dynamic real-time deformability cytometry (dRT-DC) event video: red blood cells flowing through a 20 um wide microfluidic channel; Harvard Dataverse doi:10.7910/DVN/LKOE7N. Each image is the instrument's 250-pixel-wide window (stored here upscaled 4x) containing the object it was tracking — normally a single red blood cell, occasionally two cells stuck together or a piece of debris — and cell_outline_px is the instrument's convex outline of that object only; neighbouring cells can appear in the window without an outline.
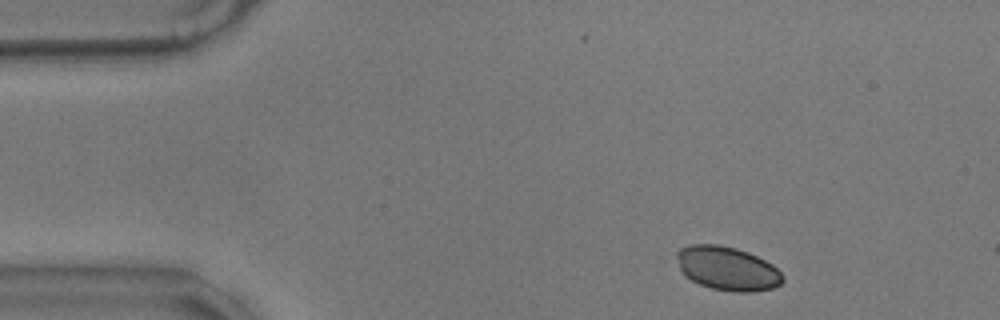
{"species": "common noctule bat (a hibernating species)", "species_latin": "Nyctalus noctula", "temperature_condition": "warm", "stored_images_in_passage": 6, "camera_frame_rate_fps": 3000, "um_per_image_px": 0.085, "animal": {"sex": "male", "body_mass_g": 17.9}, "frame": {"image": 1, "passage_image": 3, "time_ms": 0.667, "image_size_px": [1000, 320], "cell_outline_px": [[784, 280], [780, 284], [772, 288], [752, 292], [732, 292], [712, 288], [700, 284], [684, 276], [680, 268], [676, 256], [676, 252], [680, 248], [692, 244], [720, 244], [736, 248], [748, 252], [772, 264], [784, 276]], "centroid_in_image_um": [61.82, 22.82], "position_along_channel_um": 23.2, "area_um2": 27.11}}